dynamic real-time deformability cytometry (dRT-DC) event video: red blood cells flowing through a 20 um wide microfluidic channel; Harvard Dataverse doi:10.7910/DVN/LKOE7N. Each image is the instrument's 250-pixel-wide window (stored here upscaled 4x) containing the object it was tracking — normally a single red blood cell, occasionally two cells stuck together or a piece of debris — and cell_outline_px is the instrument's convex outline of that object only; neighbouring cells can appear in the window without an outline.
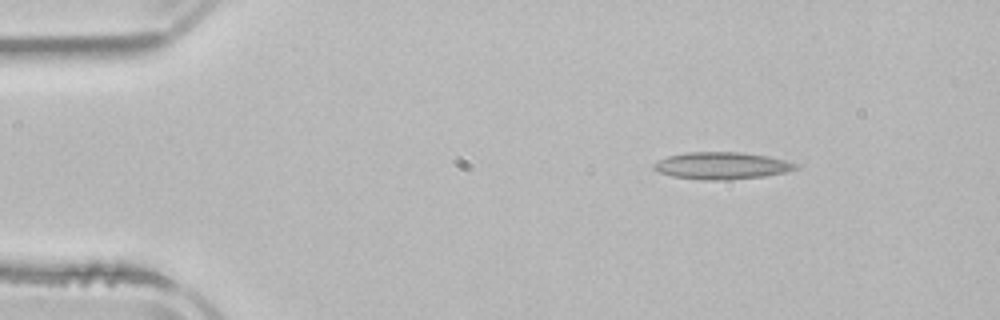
{"species": "common noctule bat (a hibernating species)", "species_latin": "Nyctalus noctula", "temperature_condition": "room temperature", "stored_images_in_passage": 4, "camera_frame_rate_fps": 3000, "um_per_image_px": 0.085, "animal": {"sex": "male", "body_mass_g": 21.5, "forearm_length_mm": 52.0}, "frame": {"image": 1, "passage_image": 1, "time_ms": 0.0, "image_size_px": [1000, 320], "cell_outline_px": [[800, 168], [784, 172], [764, 176], [724, 180], [704, 180], [672, 176], [660, 172], [652, 168], [652, 164], [656, 160], [668, 156], [688, 152], [744, 152], [768, 156], [784, 160], [796, 164]], "centroid_in_image_um": [61.31, 14.07], "position_along_channel_um": 23.7, "area_um2": 22.37}}
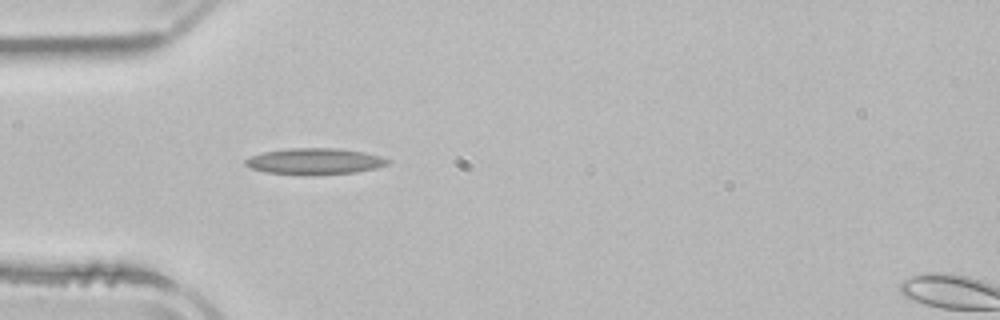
{"frame": {"image": 2, "passage_image": 3, "time_ms": 2.667, "image_size_px": [1000, 320], "cell_outline_px": [[392, 160], [388, 164], [376, 168], [356, 172], [312, 176], [304, 176], [268, 172], [252, 168], [244, 164], [244, 160], [252, 156], [264, 152], [288, 148], [336, 148], [364, 152], [380, 156]], "centroid_in_image_um": [26.78, 13.72], "position_along_channel_um": 58.2, "area_um2": 21.96}}